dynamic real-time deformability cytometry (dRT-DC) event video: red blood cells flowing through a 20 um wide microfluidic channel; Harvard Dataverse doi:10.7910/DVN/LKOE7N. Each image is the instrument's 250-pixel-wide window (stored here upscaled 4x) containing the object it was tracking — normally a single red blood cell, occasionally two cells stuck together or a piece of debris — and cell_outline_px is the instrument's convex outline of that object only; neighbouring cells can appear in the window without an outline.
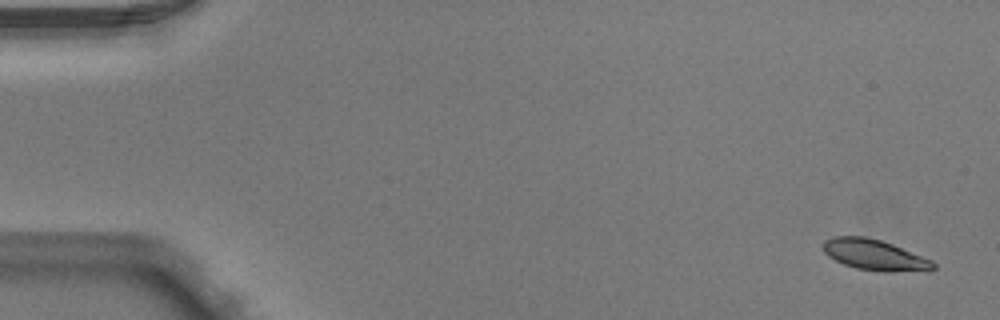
{"species": "Egyptian fruit bat (a non-hibernating species)", "species_latin": "Rousettus aegyptiacus", "temperature_condition": "warm", "stored_images_in_passage": 6, "camera_frame_rate_fps": 3000, "um_per_image_px": 0.085, "animal": {"sex": "male"}, "frame": {"image": 1, "passage_image": 1, "time_ms": 0.0, "image_size_px": [1000, 320], "cell_outline_px": [[936, 268], [928, 272], [884, 272], [856, 268], [844, 264], [828, 256], [824, 252], [824, 240], [832, 236], [864, 236], [880, 240], [892, 244], [932, 260], [936, 264]], "centroid_in_image_um": [74.4, 21.69], "position_along_channel_um": 10.6, "area_um2": 19.94}}
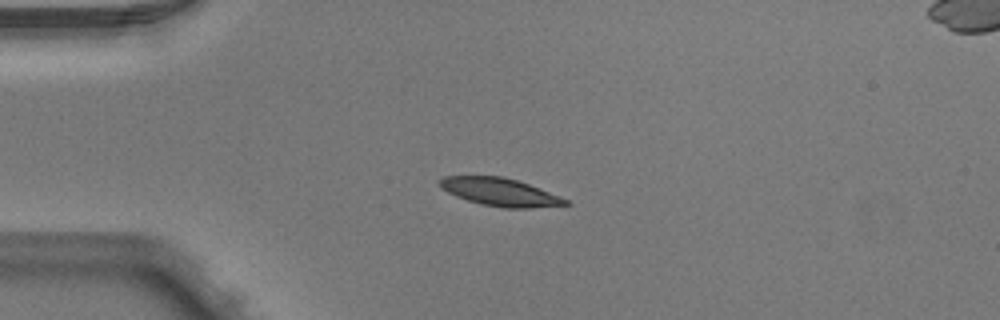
{"frame": {"image": 2, "passage_image": 4, "time_ms": 1.0, "image_size_px": [1000, 320], "cell_outline_px": [[572, 204], [532, 208], [504, 208], [480, 204], [456, 196], [440, 188], [436, 184], [436, 180], [444, 176], [504, 176], [528, 184], [568, 200]], "centroid_in_image_um": [42.43, 16.32], "position_along_channel_um": 42.6, "area_um2": 20.46}}
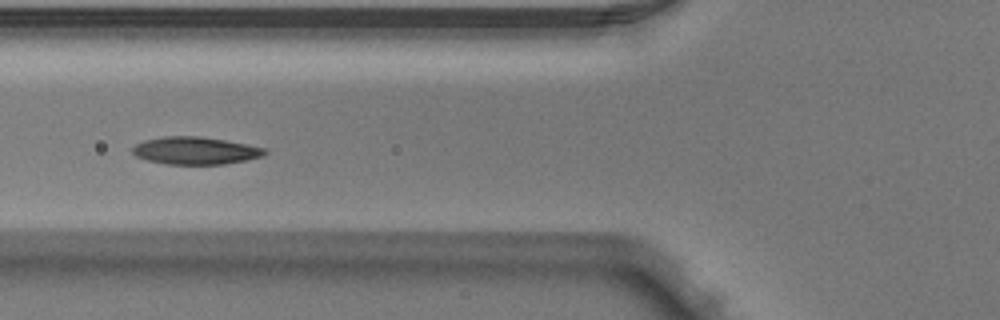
{"frame": {"image": 3, "passage_image": 6, "time_ms": 1.667, "image_size_px": [1000, 320], "cell_outline_px": [[268, 152], [264, 156], [224, 164], [164, 164], [148, 160], [136, 156], [132, 152], [132, 148], [136, 144], [144, 140], [164, 136], [200, 136], [224, 140], [268, 148]], "centroid_in_image_um": [16.62, 12.8], "position_along_channel_um": 109.2, "area_um2": 21.21}}